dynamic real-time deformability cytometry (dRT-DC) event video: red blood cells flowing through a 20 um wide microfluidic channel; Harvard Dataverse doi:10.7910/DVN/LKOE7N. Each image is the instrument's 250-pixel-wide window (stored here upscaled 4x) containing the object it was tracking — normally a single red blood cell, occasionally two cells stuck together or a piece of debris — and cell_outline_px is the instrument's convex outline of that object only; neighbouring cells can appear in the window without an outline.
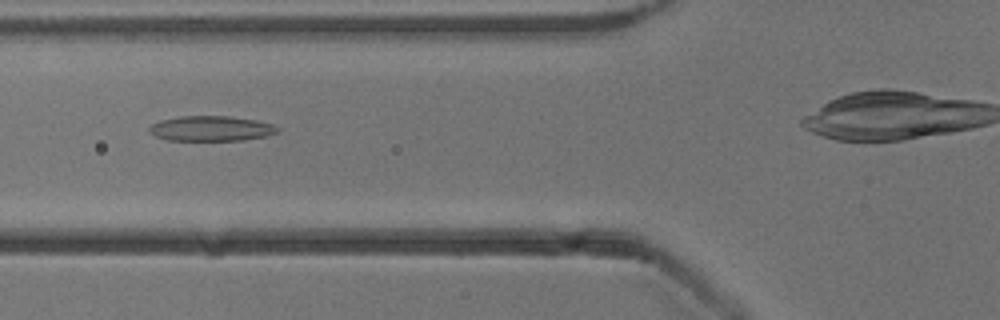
{"species": "common noctule bat (a hibernating species)", "species_latin": "Nyctalus noctula", "temperature_condition": "cold", "stored_images_in_passage": 37, "camera_frame_rate_fps": 3000, "um_per_image_px": 0.085, "animal": {"sex": "male", "body_mass_g": 13.3}, "frame": {"image": 1, "passage_image": 11, "time_ms": 3.333, "image_size_px": [1000, 320], "cell_outline_px": [[280, 128], [276, 132], [264, 136], [244, 140], [168, 140], [156, 136], [148, 132], [148, 128], [152, 124], [160, 120], [180, 116], [228, 116], [256, 120], [272, 124]], "centroid_in_image_um": [17.91, 10.92], "position_along_channel_um": 107.9, "area_um2": 18.67}}
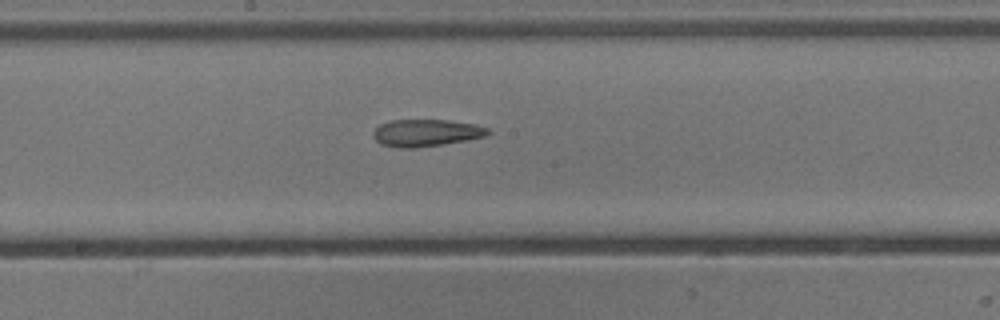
{"frame": {"image": 2, "passage_image": 19, "time_ms": 6.0, "image_size_px": [1000, 320], "cell_outline_px": [[492, 132], [484, 136], [464, 140], [416, 148], [400, 148], [380, 144], [372, 136], [372, 132], [380, 124], [392, 120], [448, 120], [476, 124], [488, 128]], "centroid_in_image_um": [36.19, 11.28], "position_along_channel_um": 212.0, "area_um2": 18.03}}
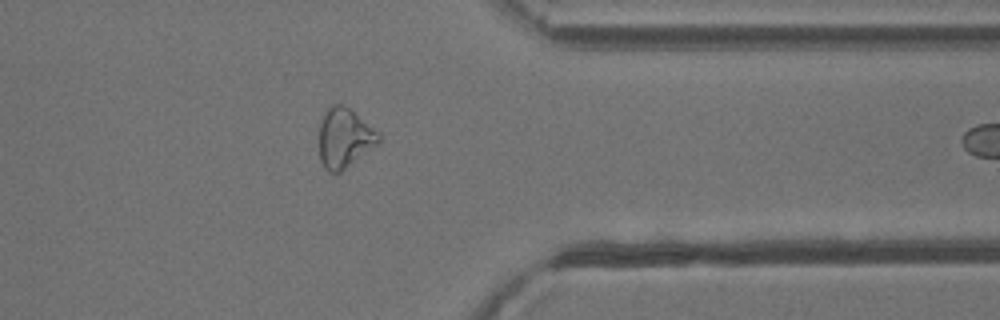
{"frame": {"image": 3, "passage_image": 33, "time_ms": 10.667, "image_size_px": [1000, 320], "cell_outline_px": [[380, 140], [376, 144], [340, 172], [328, 172], [324, 168], [320, 160], [320, 124], [324, 112], [332, 104], [344, 104], [372, 128], [380, 136]], "centroid_in_image_um": [29.22, 11.72], "position_along_channel_um": 382.2, "area_um2": 20.0}, "authors_computed_cell_mechanics": {"area_um2": 18.9006, "velocity_mm_per_s": 3.875, "shape_relaxation_time_tau1_ms": 9.2304, "shape_relaxation_time_tau2_ms": 5.6736, "deformation_change_tau1": 0.1777, "deformation_change_tau2": 0.1626}}